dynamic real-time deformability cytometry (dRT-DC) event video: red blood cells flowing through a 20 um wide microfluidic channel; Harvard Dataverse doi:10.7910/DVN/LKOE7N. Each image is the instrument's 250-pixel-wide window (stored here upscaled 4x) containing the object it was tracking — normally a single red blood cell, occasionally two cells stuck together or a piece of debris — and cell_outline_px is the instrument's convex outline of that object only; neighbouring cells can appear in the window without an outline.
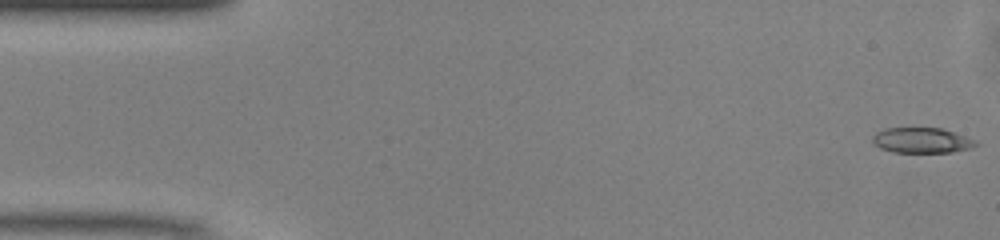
{"species": "common noctule bat (a hibernating species)", "species_latin": "Nyctalus noctula", "temperature_condition": "warm", "stored_images_in_passage": 49, "camera_frame_rate_fps": 3000, "um_per_image_px": 0.085, "animal": {"sex": "male", "body_mass_g": 13.0, "forearm_length_mm": 53.1}, "frame": {"image": 1, "passage_image": 1, "time_ms": 0.0, "image_size_px": [1000, 240], "cell_outline_px": [[980, 144], [972, 148], [952, 152], [892, 152], [880, 148], [872, 144], [872, 136], [876, 132], [884, 128], [940, 128], [976, 140]], "centroid_in_image_um": [78.32, 11.93], "position_along_channel_um": 6.7, "area_um2": 15.32}}
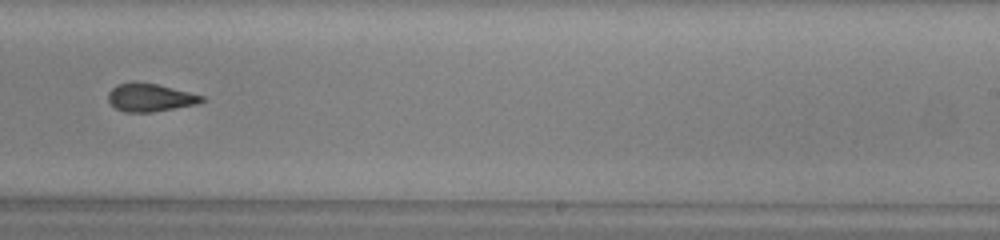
{"frame": {"image": 2, "passage_image": 30, "time_ms": 9.667, "image_size_px": [1000, 240], "cell_outline_px": [[204, 100], [196, 104], [152, 112], [124, 112], [116, 108], [108, 100], [108, 92], [116, 84], [156, 84], [204, 96]], "centroid_in_image_um": [12.75, 8.32], "position_along_channel_um": 276.3, "area_um2": 14.68}}
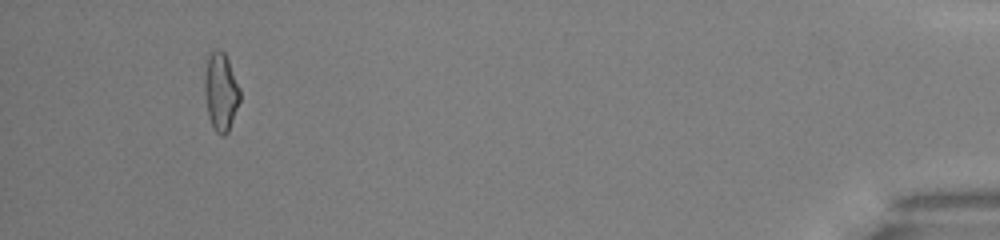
{"frame": {"image": 3, "passage_image": 46, "time_ms": 15.0, "image_size_px": [1000, 240], "cell_outline_px": [[240, 100], [228, 132], [224, 136], [220, 136], [216, 132], [208, 116], [204, 92], [204, 76], [208, 52], [216, 48], [220, 48], [224, 52], [228, 60], [240, 88]], "centroid_in_image_um": [18.75, 7.76], "position_along_channel_um": 416.4, "area_um2": 16.3}, "authors_computed_cell_mechanics": {"area_um2": 15.7794, "velocity_mm_per_s": 4.1418, "shape_relaxation_time_tau1_ms": null, "shape_relaxation_time_tau2_ms": 3.8638, "deformation_change_tau1": null, "deformation_change_tau2": 0.1404}}